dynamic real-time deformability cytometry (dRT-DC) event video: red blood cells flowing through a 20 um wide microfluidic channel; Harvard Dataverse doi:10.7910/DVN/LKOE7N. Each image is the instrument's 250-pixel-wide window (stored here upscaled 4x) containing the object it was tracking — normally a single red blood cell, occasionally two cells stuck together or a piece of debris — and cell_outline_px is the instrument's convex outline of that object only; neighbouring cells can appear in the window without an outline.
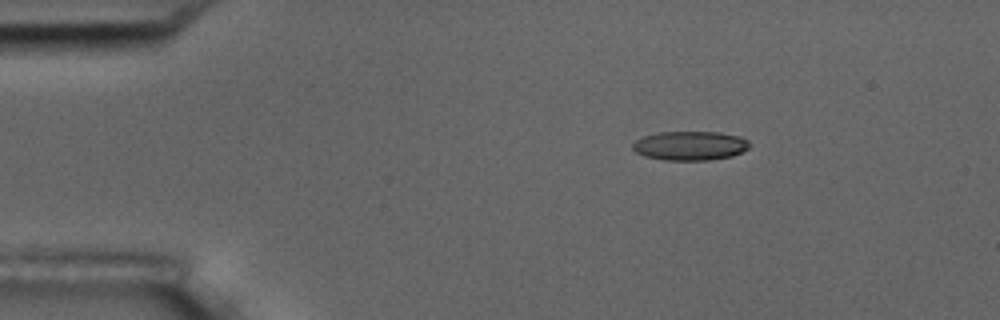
{"species": "common noctule bat (a hibernating species)", "species_latin": "Nyctalus noctula", "temperature_condition": "room temperature", "stored_images_in_passage": 48, "camera_frame_rate_fps": 3000, "um_per_image_px": 0.085, "animal": {"sex": "male", "body_mass_g": 17.5, "forearm_length_mm": 52.3}, "frame": {"image": 1, "passage_image": 1, "time_ms": 0.0, "image_size_px": [1000, 320], "cell_outline_px": [[748, 148], [732, 156], [708, 160], [664, 160], [644, 156], [636, 152], [632, 148], [632, 144], [636, 140], [644, 136], [660, 132], [720, 132], [740, 136], [748, 140]], "centroid_in_image_um": [58.64, 12.38], "position_along_channel_um": 26.4, "area_um2": 19.77}}
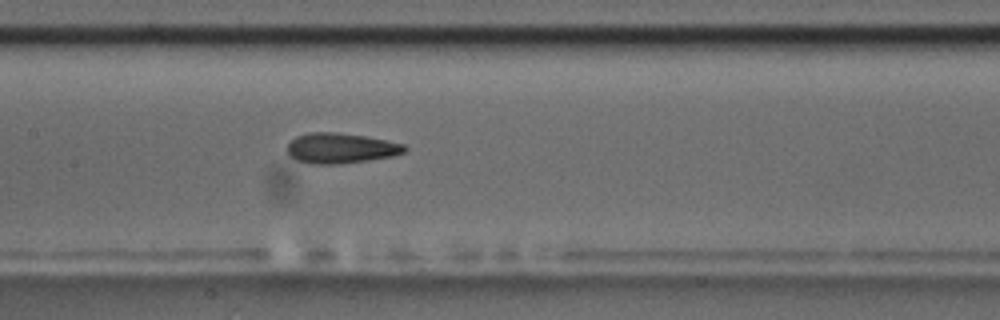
{"frame": {"image": 2, "passage_image": 19, "time_ms": 6.0, "image_size_px": [1000, 320], "cell_outline_px": [[408, 148], [404, 152], [392, 156], [368, 160], [340, 164], [308, 164], [296, 160], [288, 152], [288, 144], [296, 136], [308, 132], [336, 132], [368, 136], [404, 144]], "centroid_in_image_um": [28.97, 12.59], "position_along_channel_um": 178.4, "area_um2": 20.81}}
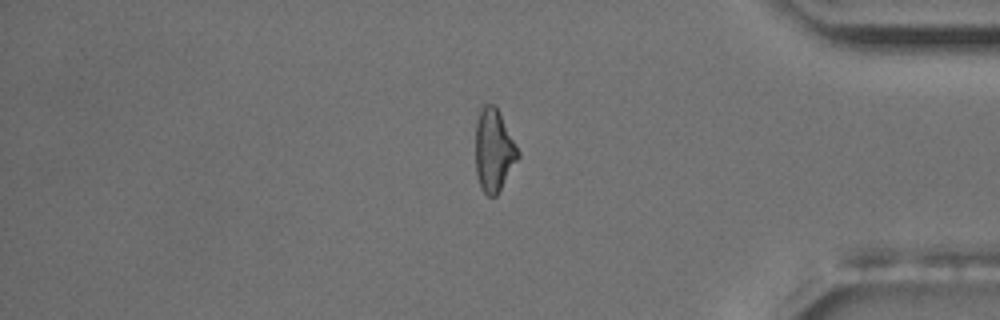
{"frame": {"image": 3, "passage_image": 39, "time_ms": 12.667, "image_size_px": [1000, 320], "cell_outline_px": [[520, 156], [496, 196], [488, 196], [480, 188], [476, 172], [476, 120], [480, 104], [492, 104], [500, 112], [520, 152]], "centroid_in_image_um": [41.96, 12.74], "position_along_channel_um": 393.2, "area_um2": 20.58}, "authors_computed_cell_mechanics": {"area_um2": 20.4034, "velocity_mm_per_s": 3.6065, "shape_relaxation_time_tau1_ms": 4.1261, "shape_relaxation_time_tau2_ms": 2.2883, "deformation_change_tau1": 0.1519, "deformation_change_tau2": 0.115}}